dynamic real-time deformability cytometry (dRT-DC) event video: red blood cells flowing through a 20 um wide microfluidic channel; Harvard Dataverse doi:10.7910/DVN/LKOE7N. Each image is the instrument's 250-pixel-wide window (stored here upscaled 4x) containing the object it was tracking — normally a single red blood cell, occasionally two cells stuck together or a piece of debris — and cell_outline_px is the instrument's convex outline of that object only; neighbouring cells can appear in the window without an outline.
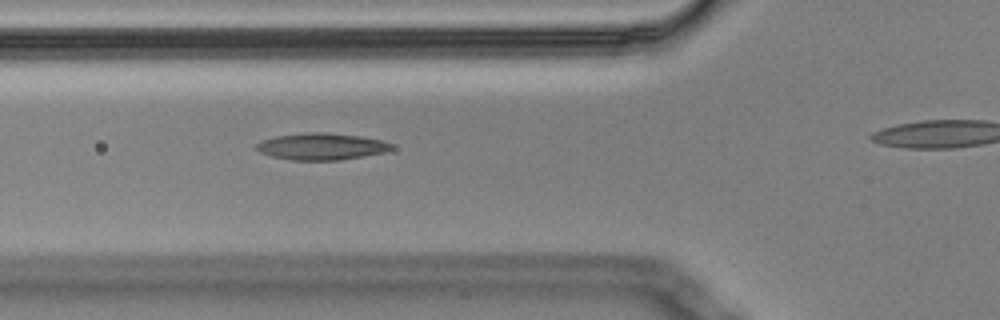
{"species": "Egyptian fruit bat (a non-hibernating species)", "species_latin": "Rousettus aegyptiacus", "temperature_condition": "cold", "stored_images_in_passage": 3, "segment_of_instrument_passage": [1, 2], "camera_frame_rate_fps": 3000, "um_per_image_px": 0.085, "animal": {"sex": "male"}, "frame": {"image": 1, "passage_image": 2, "time_ms": 0.333, "image_size_px": [1000, 320], "cell_outline_px": [[392, 148], [384, 152], [340, 160], [292, 160], [272, 156], [260, 152], [252, 148], [260, 140], [276, 136], [304, 132], [320, 132], [360, 136], [380, 140], [392, 144]], "centroid_in_image_um": [27.24, 12.44], "position_along_channel_um": 98.6, "area_um2": 20.98}}